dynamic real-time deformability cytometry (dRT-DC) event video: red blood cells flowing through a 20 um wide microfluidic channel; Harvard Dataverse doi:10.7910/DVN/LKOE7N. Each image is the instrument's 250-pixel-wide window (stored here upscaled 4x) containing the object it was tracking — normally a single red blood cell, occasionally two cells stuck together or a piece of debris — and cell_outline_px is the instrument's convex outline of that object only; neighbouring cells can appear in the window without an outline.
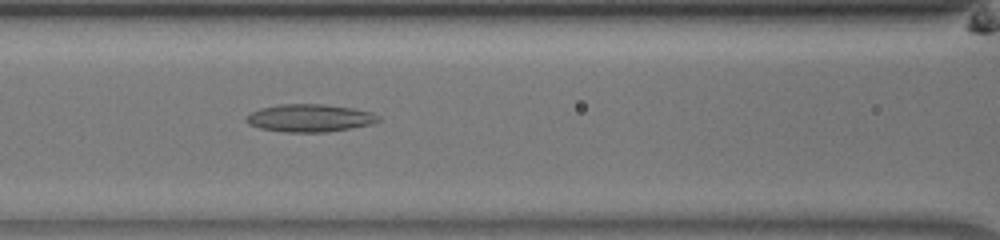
{"species": "common noctule bat (a hibernating species)", "species_latin": "Nyctalus noctula", "temperature_condition": "room temperature", "stored_images_in_passage": 52, "camera_frame_rate_fps": 3000, "um_per_image_px": 0.085, "animal": {"sex": "male", "body_mass_g": 13.0, "forearm_length_mm": 53.1}, "frame": {"image": 1, "passage_image": 25, "time_ms": 8.0, "image_size_px": [1000, 240], "cell_outline_px": [[380, 120], [372, 124], [352, 128], [328, 132], [284, 132], [260, 128], [248, 124], [244, 120], [252, 112], [260, 108], [280, 104], [324, 104], [352, 108], [372, 112], [380, 116]], "centroid_in_image_um": [26.34, 10.03], "position_along_channel_um": 140.3, "area_um2": 21.39}}
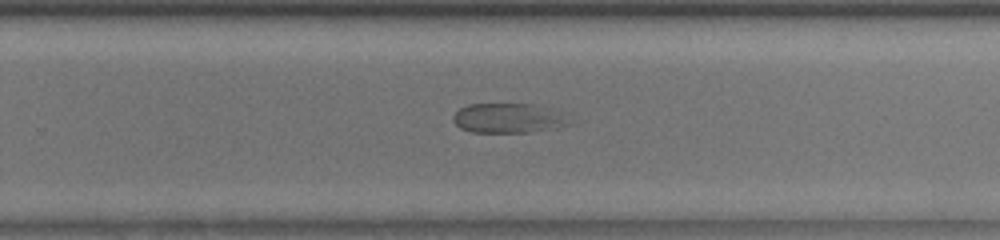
{"frame": {"image": 2, "passage_image": 36, "time_ms": 11.667, "image_size_px": [1000, 240], "cell_outline_px": [[572, 124], [556, 128], [528, 132], [472, 132], [460, 128], [452, 120], [452, 116], [460, 108], [468, 104], [532, 104]], "centroid_in_image_um": [42.99, 10.06], "position_along_channel_um": 286.8, "area_um2": 19.07}}
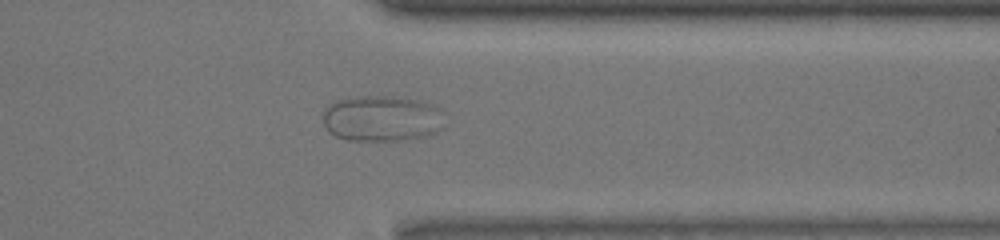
{"frame": {"image": 3, "passage_image": 43, "time_ms": 14.0, "image_size_px": [1000, 240], "cell_outline_px": [[444, 128], [436, 132], [424, 136], [400, 140], [348, 140], [336, 136], [324, 124], [324, 108], [328, 104], [336, 100], [360, 96], [392, 96], [416, 100], [428, 104], [436, 108]], "centroid_in_image_um": [32.4, 10.07], "position_along_channel_um": 379.0, "area_um2": 31.96}}